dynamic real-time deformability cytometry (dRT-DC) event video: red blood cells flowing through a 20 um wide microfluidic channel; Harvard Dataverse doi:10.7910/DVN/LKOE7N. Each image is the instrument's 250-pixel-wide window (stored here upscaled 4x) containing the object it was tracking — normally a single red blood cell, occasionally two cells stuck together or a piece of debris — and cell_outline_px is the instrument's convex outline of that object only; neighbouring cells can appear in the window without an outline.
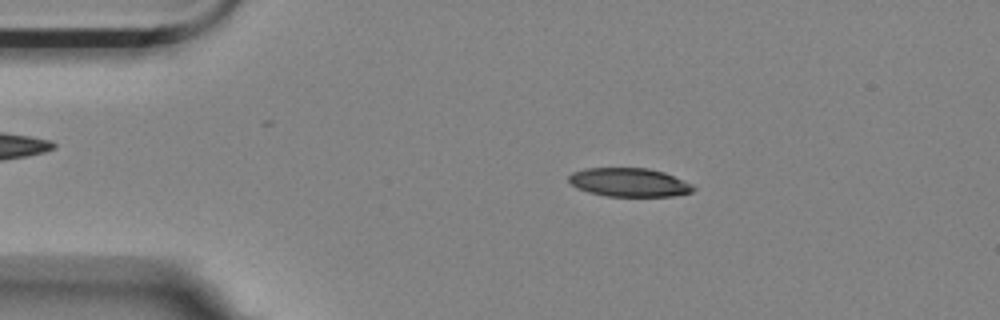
{"species": "Egyptian fruit bat (a non-hibernating species)", "species_latin": "Rousettus aegyptiacus", "temperature_condition": "room temperature", "stored_images_in_passage": 56, "camera_frame_rate_fps": 3000, "um_per_image_px": 0.085, "animal": {"sex": "female"}, "frame": {"image": 1, "passage_image": 10, "time_ms": 3.0, "image_size_px": [1000, 320], "cell_outline_px": [[696, 188], [692, 192], [672, 196], [604, 196], [588, 192], [576, 188], [568, 180], [568, 176], [572, 172], [584, 168], [648, 168], [664, 172], [692, 184]], "centroid_in_image_um": [53.45, 15.5], "position_along_channel_um": 31.5, "area_um2": 20.87}}
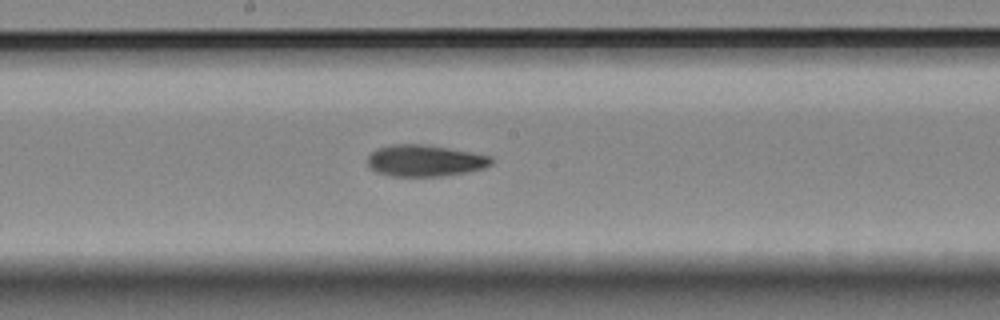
{"frame": {"image": 2, "passage_image": 29, "time_ms": 9.333, "image_size_px": [1000, 320], "cell_outline_px": [[496, 160], [492, 164], [484, 168], [468, 172], [440, 176], [388, 176], [376, 172], [368, 164], [368, 156], [376, 148], [392, 144], [420, 144], [448, 148], [472, 152], [492, 156]], "centroid_in_image_um": [36.15, 13.65], "position_along_channel_um": 212.1, "area_um2": 22.89}}
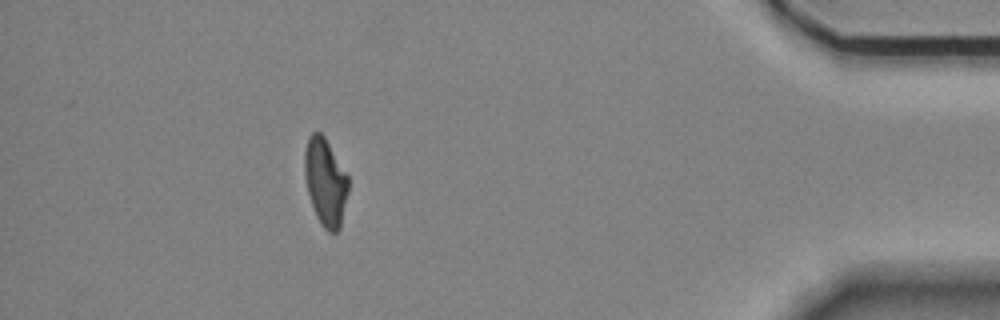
{"frame": {"image": 3, "passage_image": 50, "time_ms": 16.333, "image_size_px": [1000, 320], "cell_outline_px": [[348, 192], [340, 228], [336, 232], [328, 232], [320, 224], [316, 216], [308, 192], [304, 176], [304, 152], [308, 136], [312, 132], [320, 132], [324, 136], [348, 176]], "centroid_in_image_um": [27.64, 15.47], "position_along_channel_um": 407.6, "area_um2": 22.25}, "authors_computed_cell_mechanics": {"area_um2": 22.4553, "velocity_mm_per_s": 3.528, "shape_relaxation_time_tau1_ms": 6.2254, "shape_relaxation_time_tau2_ms": 9.4086, "deformation_change_tau1": 0.1751, "deformation_change_tau2": 0.1801}}